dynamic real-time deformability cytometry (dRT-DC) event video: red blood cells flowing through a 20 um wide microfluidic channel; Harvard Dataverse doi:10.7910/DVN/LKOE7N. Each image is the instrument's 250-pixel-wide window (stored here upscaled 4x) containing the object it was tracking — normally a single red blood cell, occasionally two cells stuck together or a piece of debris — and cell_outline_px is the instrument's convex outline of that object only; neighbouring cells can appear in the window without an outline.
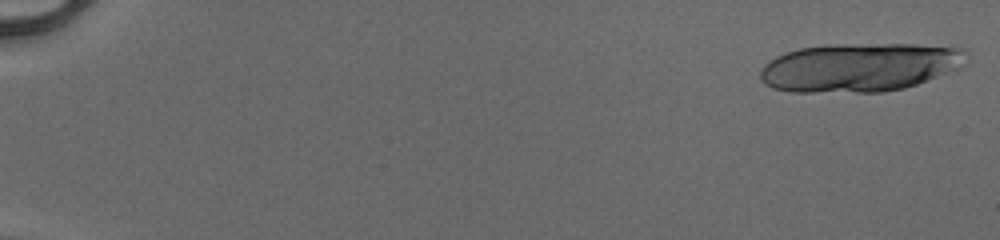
{"species": "human", "species_latin": "Homo sapiens", "temperature_condition": "cold", "stored_images_in_passage": 22, "segment_of_instrument_passage": [1, 2], "camera_frame_rate_fps": 3000, "um_per_image_px": 0.085, "donor": {"sex": "male"}, "frame": {"image": 1, "passage_image": 1, "time_ms": 0.0, "image_size_px": [1000, 240], "cell_outline_px": [[968, 52], [960, 68], [916, 84], [904, 88], [880, 92], [788, 92], [772, 88], [764, 84], [760, 80], [760, 72], [764, 64], [768, 60], [784, 52], [800, 48], [828, 44], [916, 44], [964, 48]], "centroid_in_image_um": [73.02, 5.71], "position_along_channel_um": 12.0, "area_um2": 58.9}}
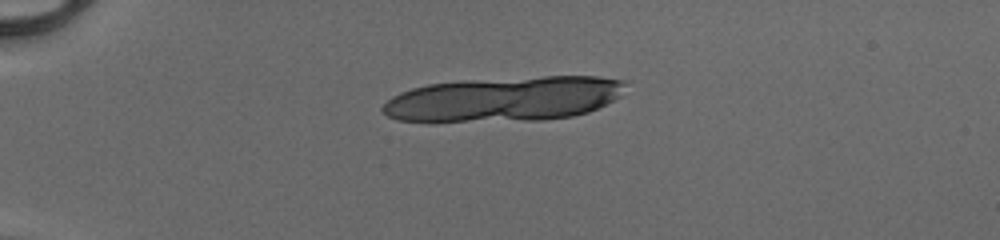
{"frame": {"image": 2, "passage_image": 13, "time_ms": 4.0, "image_size_px": [1000, 240], "cell_outline_px": [[628, 80], [620, 96], [588, 112], [572, 116], [544, 120], [396, 120], [380, 112], [380, 108], [392, 96], [400, 92], [412, 88], [428, 84], [460, 80], [544, 76], [600, 76]], "centroid_in_image_um": [42.88, 8.38], "position_along_channel_um": 42.1, "area_um2": 63.06}}